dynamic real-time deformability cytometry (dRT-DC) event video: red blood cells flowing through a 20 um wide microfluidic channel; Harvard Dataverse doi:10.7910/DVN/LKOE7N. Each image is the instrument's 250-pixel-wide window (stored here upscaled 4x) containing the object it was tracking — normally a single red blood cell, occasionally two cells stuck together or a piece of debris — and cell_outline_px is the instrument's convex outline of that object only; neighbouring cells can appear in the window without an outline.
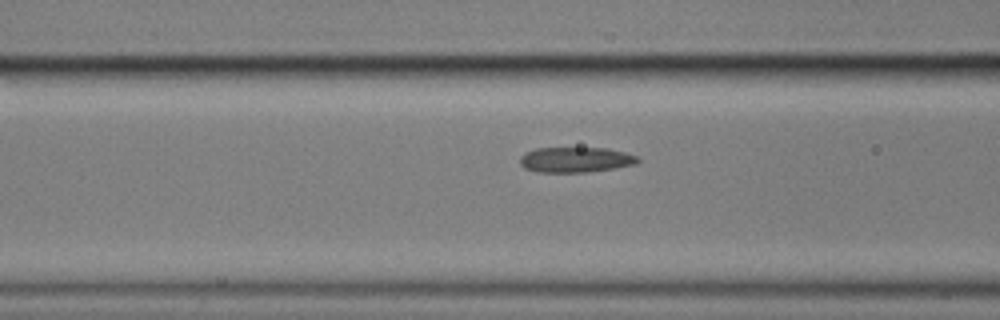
{"species": "common noctule bat (a hibernating species)", "species_latin": "Nyctalus noctula", "temperature_condition": "cold", "stored_images_in_passage": 17, "camera_frame_rate_fps": 3000, "um_per_image_px": 0.085, "animal": {"sex": "male", "body_mass_g": 17.9}, "frame": {"image": 1, "passage_image": 15, "time_ms": 4.667, "image_size_px": [1000, 320], "cell_outline_px": [[640, 160], [636, 164], [616, 168], [588, 172], [536, 172], [524, 168], [520, 164], [520, 156], [524, 152], [536, 148], [608, 148], [624, 152], [636, 156]], "centroid_in_image_um": [48.9, 13.58], "position_along_channel_um": 117.7, "area_um2": 17.51}}